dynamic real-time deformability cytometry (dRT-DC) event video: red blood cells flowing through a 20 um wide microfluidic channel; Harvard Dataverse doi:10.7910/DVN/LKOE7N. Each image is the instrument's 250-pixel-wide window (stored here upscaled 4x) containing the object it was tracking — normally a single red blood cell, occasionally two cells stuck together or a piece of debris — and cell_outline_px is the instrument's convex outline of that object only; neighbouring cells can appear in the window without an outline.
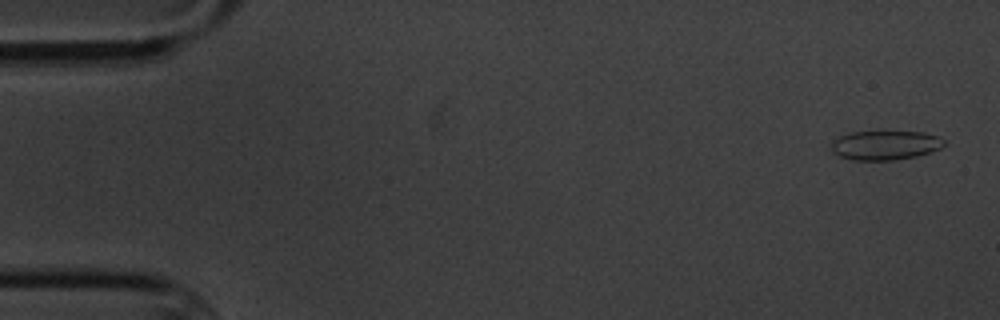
{"species": "common noctule bat (a hibernating species)", "species_latin": "Nyctalus noctula", "temperature_condition": "cold", "stored_images_in_passage": 5, "camera_frame_rate_fps": 3000, "um_per_image_px": 0.085, "animal": {"sex": "male", "body_mass_g": 20.1, "forearm_length_mm": 53.5}, "frame": {"image": 1, "passage_image": 1, "time_ms": 0.0, "image_size_px": [1000, 320], "cell_outline_px": [[944, 144], [940, 148], [916, 156], [892, 160], [852, 160], [840, 156], [832, 152], [832, 140], [840, 136], [852, 132], [924, 132], [936, 136], [944, 140]], "centroid_in_image_um": [75.21, 12.34], "position_along_channel_um": 9.8, "area_um2": 18.96}}